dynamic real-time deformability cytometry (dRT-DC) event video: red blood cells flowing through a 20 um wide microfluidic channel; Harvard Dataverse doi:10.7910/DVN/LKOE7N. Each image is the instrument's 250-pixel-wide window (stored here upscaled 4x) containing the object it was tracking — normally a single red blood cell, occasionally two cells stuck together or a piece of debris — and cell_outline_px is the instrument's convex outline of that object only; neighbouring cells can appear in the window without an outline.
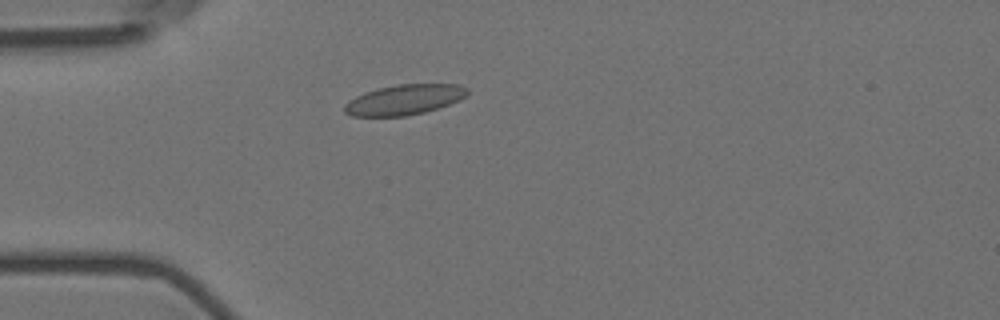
{"species": "Egyptian fruit bat (a non-hibernating species)", "species_latin": "Rousettus aegyptiacus", "temperature_condition": "room temperature", "stored_images_in_passage": 46, "camera_frame_rate_fps": 3000, "um_per_image_px": 0.085, "animal": {"sex": "female"}, "frame": {"image": 1, "passage_image": 9, "time_ms": 2.667, "image_size_px": [1000, 320], "cell_outline_px": [[468, 92], [460, 100], [424, 112], [404, 116], [352, 116], [344, 112], [344, 104], [348, 100], [364, 92], [396, 84], [460, 84], [468, 88]], "centroid_in_image_um": [34.34, 8.47], "position_along_channel_um": 50.7, "area_um2": 21.56}}
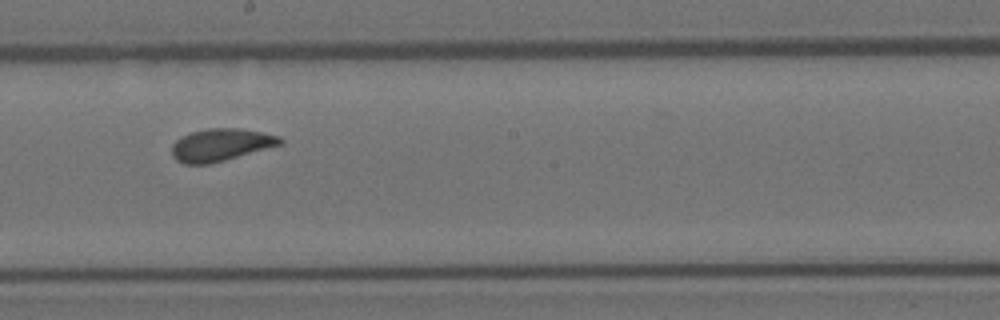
{"frame": {"image": 2, "passage_image": 25, "time_ms": 8.0, "image_size_px": [1000, 320], "cell_outline_px": [[284, 140], [280, 144], [224, 160], [208, 164], [184, 164], [176, 160], [172, 156], [172, 144], [180, 136], [192, 132], [208, 128], [240, 128], [280, 136]], "centroid_in_image_um": [18.71, 12.3], "position_along_channel_um": 229.5, "area_um2": 20.23}}
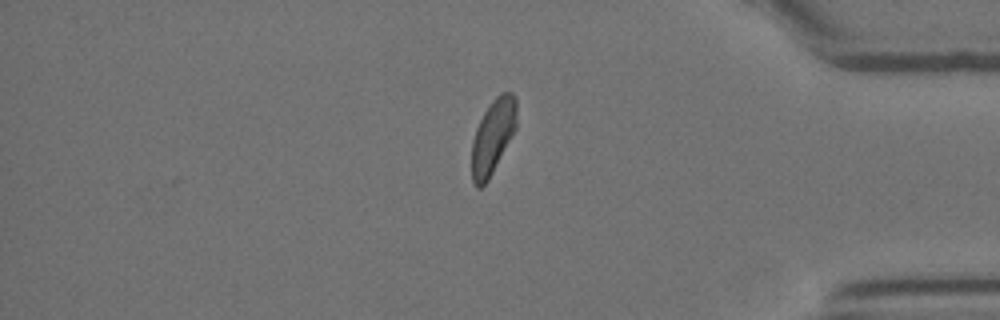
{"frame": {"image": 3, "passage_image": 41, "time_ms": 13.333, "image_size_px": [1000, 320], "cell_outline_px": [[516, 128], [488, 180], [480, 188], [476, 188], [472, 180], [472, 140], [476, 128], [484, 112], [492, 100], [500, 92], [512, 92], [516, 100]], "centroid_in_image_um": [41.88, 11.59], "position_along_channel_um": 393.3, "area_um2": 19.31}}